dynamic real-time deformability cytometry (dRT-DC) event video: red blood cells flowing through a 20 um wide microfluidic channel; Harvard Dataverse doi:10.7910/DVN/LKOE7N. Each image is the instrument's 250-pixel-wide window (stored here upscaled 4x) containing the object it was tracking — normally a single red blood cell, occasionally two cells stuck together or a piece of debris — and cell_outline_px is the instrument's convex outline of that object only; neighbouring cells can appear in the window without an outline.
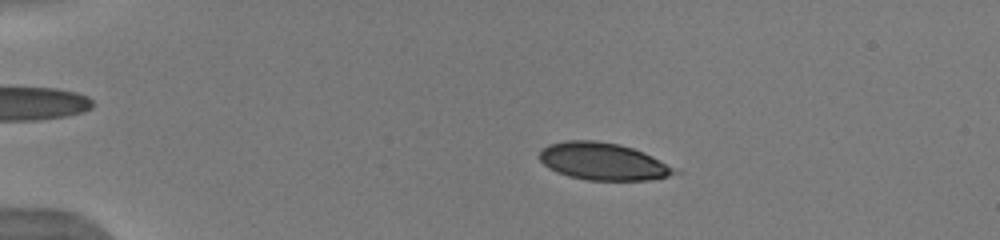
{"species": "human", "species_latin": "Homo sapiens", "temperature_condition": "warm", "stored_images_in_passage": 52, "camera_frame_rate_fps": 3000, "um_per_image_px": 0.085, "donor": {"sex": "male"}, "frame": {"image": 1, "passage_image": 11, "time_ms": 3.333, "image_size_px": [1000, 240], "cell_outline_px": [[684, 172], [668, 176], [648, 180], [588, 180], [568, 176], [556, 172], [548, 168], [540, 160], [540, 152], [548, 144], [564, 140], [596, 140], [620, 144], [644, 152]], "centroid_in_image_um": [51.27, 13.72], "position_along_channel_um": 33.7, "area_um2": 29.54}}
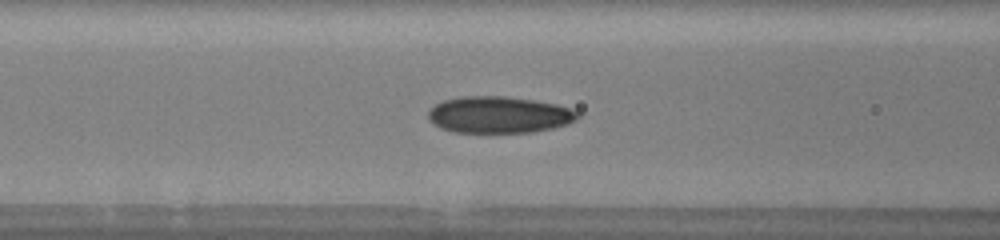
{"frame": {"image": 2, "passage_image": 23, "time_ms": 7.333, "image_size_px": [1000, 240], "cell_outline_px": [[580, 116], [576, 120], [568, 124], [552, 128], [532, 132], [452, 132], [440, 128], [432, 124], [428, 120], [428, 112], [436, 104], [444, 100], [464, 96], [504, 96], [532, 100], [556, 104], [580, 112]], "centroid_in_image_um": [42.4, 9.76], "position_along_channel_um": 124.2, "area_um2": 31.91}}
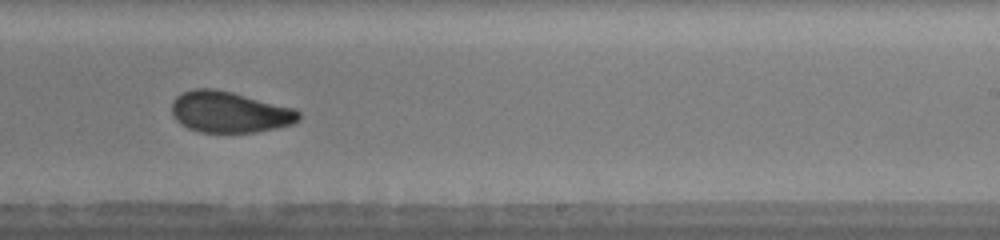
{"frame": {"image": 3, "passage_image": 34, "time_ms": 11.0, "image_size_px": [1000, 240], "cell_outline_px": [[300, 120], [292, 124], [276, 128], [256, 132], [200, 132], [188, 128], [180, 124], [172, 116], [172, 100], [176, 96], [184, 92], [196, 88], [216, 88], [296, 108], [300, 112]], "centroid_in_image_um": [19.51, 9.52], "position_along_channel_um": 269.5, "area_um2": 30.69}, "authors_computed_cell_mechanics": {"area_um2": 30.056, "velocity_mm_per_s": 3.9709, "shape_relaxation_time_tau1_ms": 9.463, "shape_relaxation_time_tau2_ms": 1.4105, "deformation_change_tau1": 0.2316, "deformation_change_tau2": 0.0543}}